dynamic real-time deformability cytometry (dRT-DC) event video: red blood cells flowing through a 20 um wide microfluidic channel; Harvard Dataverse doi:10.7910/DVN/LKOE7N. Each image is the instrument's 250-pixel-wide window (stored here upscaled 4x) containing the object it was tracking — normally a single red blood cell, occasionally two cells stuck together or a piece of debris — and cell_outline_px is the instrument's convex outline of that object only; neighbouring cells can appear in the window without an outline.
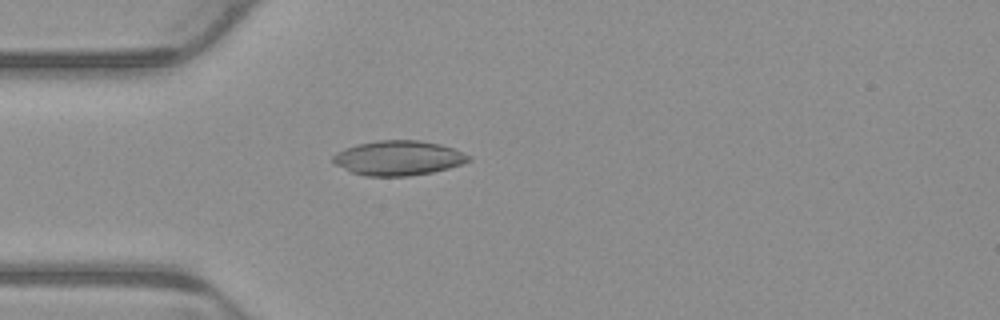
{"species": "common noctule bat (a hibernating species)", "species_latin": "Nyctalus noctula", "temperature_condition": "warm", "stored_images_in_passage": 4, "camera_frame_rate_fps": 3000, "um_per_image_px": 0.085, "animal": {"sex": "male", "body_mass_g": 23.1, "forearm_length_mm": 52.7}, "frame": {"image": 1, "passage_image": 4, "time_ms": 1.0, "image_size_px": [1000, 320], "cell_outline_px": [[472, 160], [448, 168], [432, 172], [408, 176], [364, 176], [352, 172], [336, 164], [332, 160], [332, 156], [356, 144], [380, 140], [416, 140], [440, 144], [452, 148], [472, 156]], "centroid_in_image_um": [33.89, 13.43], "position_along_channel_um": 51.1, "area_um2": 27.11}}